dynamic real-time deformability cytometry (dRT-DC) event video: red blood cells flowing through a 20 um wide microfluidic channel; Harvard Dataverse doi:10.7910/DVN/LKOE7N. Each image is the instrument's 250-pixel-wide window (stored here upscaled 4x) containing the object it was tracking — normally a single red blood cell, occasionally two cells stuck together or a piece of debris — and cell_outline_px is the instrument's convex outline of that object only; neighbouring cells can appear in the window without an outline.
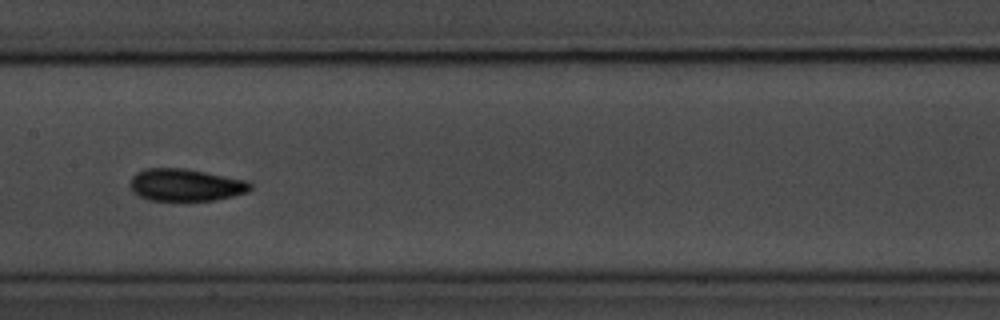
{"species": "common noctule bat (a hibernating species)", "species_latin": "Nyctalus noctula", "temperature_condition": "room temperature", "stored_images_in_passage": 51, "camera_frame_rate_fps": 3000, "um_per_image_px": 0.085, "animal": {"sex": "male", "body_mass_g": 20.1, "forearm_length_mm": 53.5}, "frame": {"image": 1, "passage_image": 22, "time_ms": 7.0, "image_size_px": [1000, 320], "cell_outline_px": [[252, 188], [248, 192], [216, 200], [148, 200], [132, 192], [128, 184], [132, 176], [136, 172], [144, 168], [184, 168], [248, 180], [252, 184]], "centroid_in_image_um": [15.76, 15.71], "position_along_channel_um": 191.6, "area_um2": 22.83}}
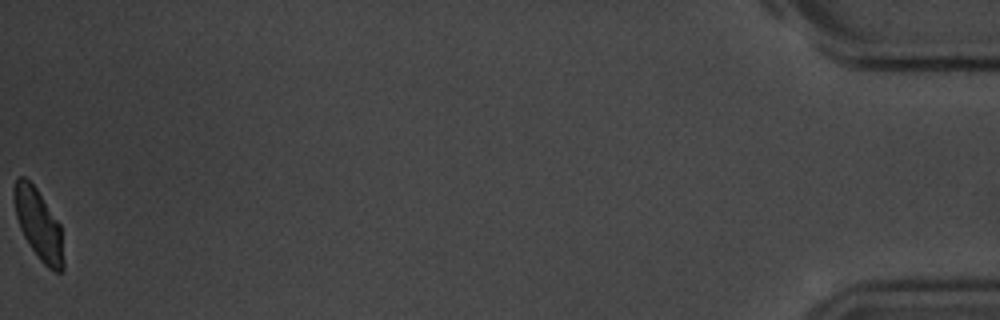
{"frame": {"image": 2, "passage_image": 51, "time_ms": 16.667, "image_size_px": [1000, 320], "cell_outline_px": [[64, 268], [60, 272], [52, 272], [40, 260], [24, 236], [20, 228], [16, 216], [12, 196], [12, 192], [16, 180], [20, 176], [24, 176], [36, 188], [60, 224], [64, 260]], "centroid_in_image_um": [3.27, 19.09], "position_along_channel_um": 431.9, "area_um2": 20.23}, "authors_computed_cell_mechanics": {"area_um2": 21.7328, "velocity_mm_per_s": 3.5174, "shape_relaxation_time_tau1_ms": 2.587, "shape_relaxation_time_tau2_ms": 2.2925, "deformation_change_tau1": 0.1097, "deformation_change_tau2": 0.0683}}